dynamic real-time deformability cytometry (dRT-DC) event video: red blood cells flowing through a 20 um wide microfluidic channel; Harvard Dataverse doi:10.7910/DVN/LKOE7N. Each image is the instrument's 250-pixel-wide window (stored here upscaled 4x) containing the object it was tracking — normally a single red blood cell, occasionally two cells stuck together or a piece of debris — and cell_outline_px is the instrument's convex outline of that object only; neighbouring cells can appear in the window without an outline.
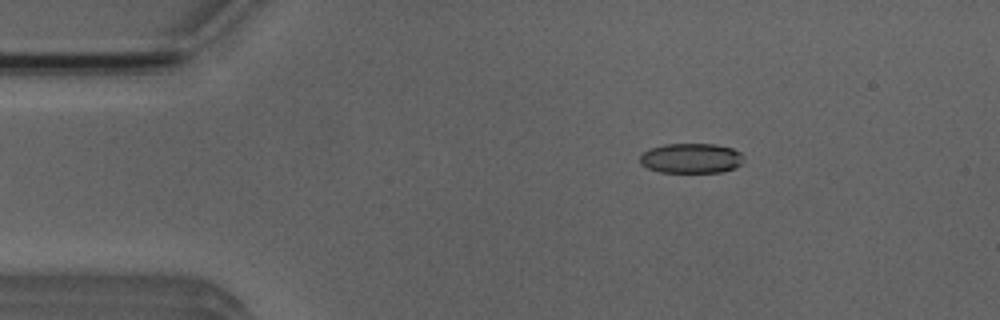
{"species": "Egyptian fruit bat (a non-hibernating species)", "species_latin": "Rousettus aegyptiacus", "temperature_condition": "room temperature", "stored_images_in_passage": 52, "camera_frame_rate_fps": 3000, "um_per_image_px": 0.085, "animal": {"sex": "male"}, "frame": {"image": 1, "passage_image": 9, "time_ms": 2.667, "image_size_px": [1000, 320], "cell_outline_px": [[744, 156], [740, 164], [732, 168], [720, 172], [660, 172], [648, 168], [640, 164], [640, 152], [648, 148], [664, 144], [716, 144], [732, 148], [740, 152]], "centroid_in_image_um": [58.69, 13.44], "position_along_channel_um": 26.3, "area_um2": 18.21}}
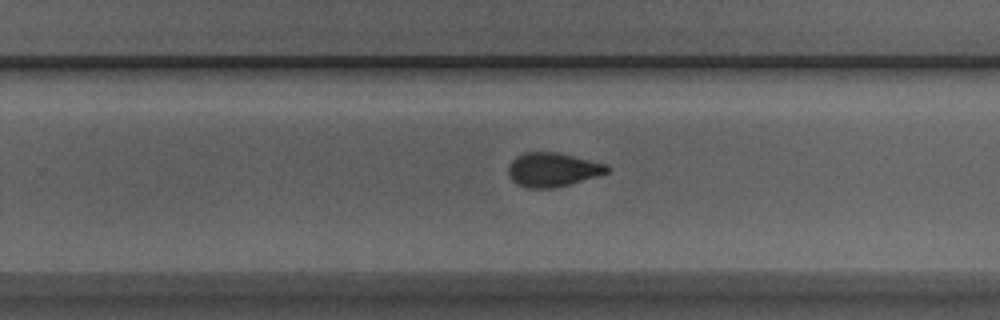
{"frame": {"image": 2, "passage_image": 33, "time_ms": 10.667, "image_size_px": [1000, 320], "cell_outline_px": [[608, 172], [596, 176], [568, 184], [552, 188], [528, 188], [516, 184], [512, 180], [508, 172], [508, 164], [516, 156], [524, 152], [556, 152], [608, 164]], "centroid_in_image_um": [46.93, 14.41], "position_along_channel_um": 282.9, "area_um2": 19.42}}
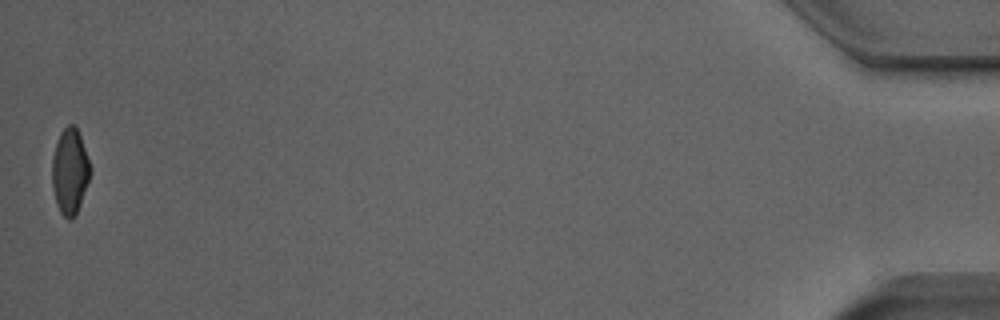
{"frame": {"image": 3, "passage_image": 52, "time_ms": 17.0, "image_size_px": [1000, 320], "cell_outline_px": [[92, 172], [80, 204], [72, 220], [68, 220], [60, 212], [56, 204], [52, 188], [52, 156], [60, 132], [68, 124], [72, 124], [76, 128], [80, 136], [92, 168]], "centroid_in_image_um": [5.94, 14.58], "position_along_channel_um": 429.3, "area_um2": 19.13}, "authors_computed_cell_mechanics": {"area_um2": 19.5942, "velocity_mm_per_s": 3.9396, "shape_relaxation_time_tau1_ms": 5.1267, "shape_relaxation_time_tau2_ms": 1.7764, "deformation_change_tau1": 0.1639, "deformation_change_tau2": 0.0796}}